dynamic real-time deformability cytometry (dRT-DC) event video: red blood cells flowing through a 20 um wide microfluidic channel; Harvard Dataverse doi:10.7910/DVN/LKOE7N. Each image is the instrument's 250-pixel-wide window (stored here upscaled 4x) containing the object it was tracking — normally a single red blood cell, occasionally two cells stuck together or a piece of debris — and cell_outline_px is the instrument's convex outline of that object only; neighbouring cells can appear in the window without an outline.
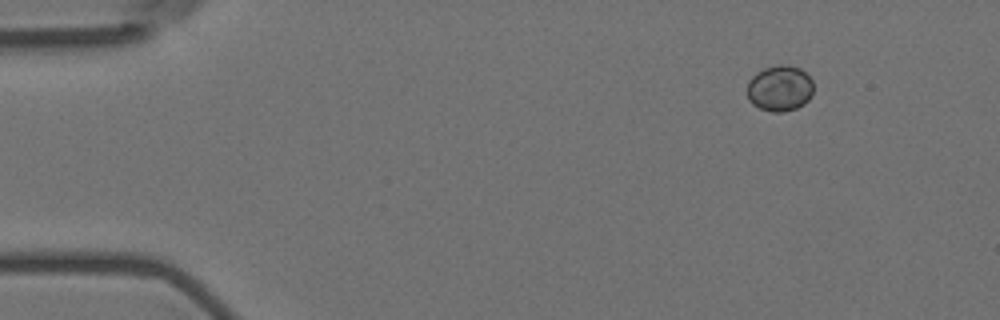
{"species": "Egyptian fruit bat (a non-hibernating species)", "species_latin": "Rousettus aegyptiacus", "temperature_condition": "room temperature", "stored_images_in_passage": 12, "camera_frame_rate_fps": 3000, "um_per_image_px": 0.085, "animal": {"sex": "female"}, "frame": {"image": 1, "passage_image": 1, "time_ms": 0.0, "image_size_px": [1000, 320], "cell_outline_px": [[812, 96], [804, 104], [796, 108], [784, 112], [772, 112], [760, 108], [752, 104], [748, 100], [748, 80], [756, 72], [764, 68], [780, 64], [788, 64], [800, 68], [812, 80]], "centroid_in_image_um": [66.27, 7.5], "position_along_channel_um": 18.7, "area_um2": 17.86}}
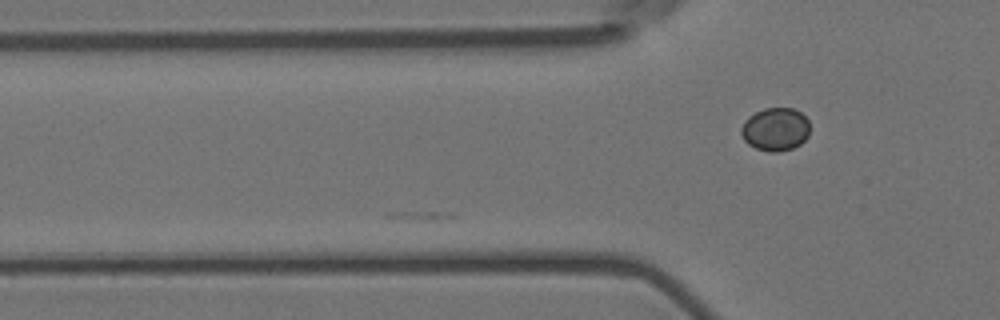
{"frame": {"image": 2, "passage_image": 12, "time_ms": 3.667, "image_size_px": [1000, 320], "cell_outline_px": [[808, 136], [800, 144], [792, 148], [776, 152], [768, 152], [756, 148], [748, 144], [744, 140], [740, 132], [740, 128], [744, 120], [748, 116], [764, 108], [792, 108], [800, 112], [808, 120]], "centroid_in_image_um": [65.87, 10.99], "position_along_channel_um": 59.9, "area_um2": 17.28}}